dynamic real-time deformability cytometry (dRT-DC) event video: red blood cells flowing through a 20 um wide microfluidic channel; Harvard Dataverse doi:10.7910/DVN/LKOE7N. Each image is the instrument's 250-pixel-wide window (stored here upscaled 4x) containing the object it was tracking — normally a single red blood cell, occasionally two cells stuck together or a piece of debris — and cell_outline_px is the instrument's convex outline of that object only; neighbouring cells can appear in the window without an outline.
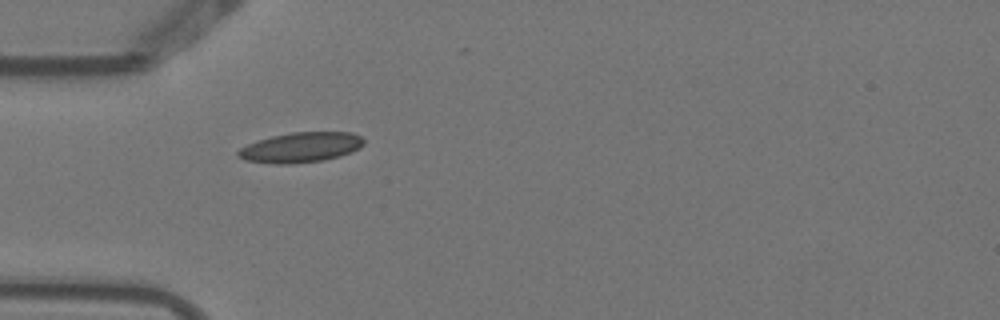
{"species": "Egyptian fruit bat (a non-hibernating species)", "species_latin": "Rousettus aegyptiacus", "temperature_condition": "warm", "stored_images_in_passage": 1, "camera_frame_rate_fps": 3000, "um_per_image_px": 0.085, "animal": {"sex": "female"}, "frame": {"image": 1, "passage_image": 1, "time_ms": 0.0, "image_size_px": [1000, 320], "cell_outline_px": [[364, 144], [360, 148], [352, 152], [340, 156], [324, 160], [292, 164], [272, 164], [244, 160], [236, 156], [236, 152], [240, 148], [248, 144], [272, 136], [292, 132], [352, 132], [360, 136], [364, 140]], "centroid_in_image_um": [25.57, 12.54], "position_along_channel_um": 59.4, "area_um2": 22.2}}